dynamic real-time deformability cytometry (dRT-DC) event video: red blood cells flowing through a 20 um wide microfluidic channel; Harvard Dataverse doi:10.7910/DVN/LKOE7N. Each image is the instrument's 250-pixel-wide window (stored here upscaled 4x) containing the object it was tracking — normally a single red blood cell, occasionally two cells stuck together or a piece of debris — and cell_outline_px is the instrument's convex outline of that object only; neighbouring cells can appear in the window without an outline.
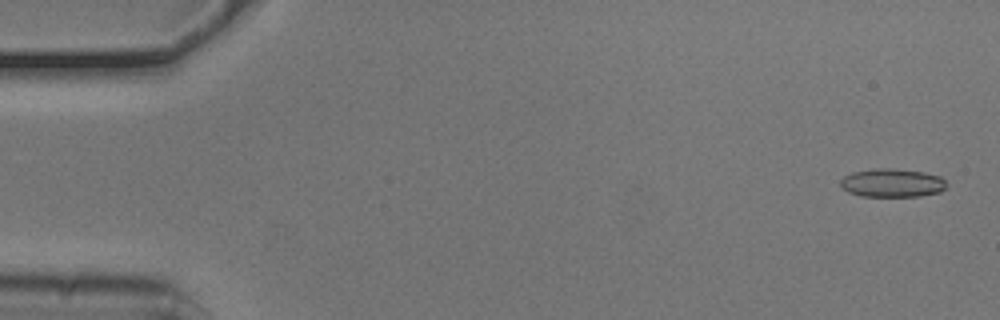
{"species": "common noctule bat (a hibernating species)", "species_latin": "Nyctalus noctula", "temperature_condition": "cold", "stored_images_in_passage": 20, "camera_frame_rate_fps": 3000, "um_per_image_px": 0.085, "animal": {"sex": "male", "body_mass_g": 20.5, "forearm_length_mm": 52.5}, "frame": {"image": 1, "passage_image": 2, "time_ms": 0.333, "image_size_px": [1000, 320], "cell_outline_px": [[944, 188], [940, 192], [920, 196], [860, 196], [848, 192], [840, 184], [840, 180], [844, 176], [852, 172], [876, 168], [888, 168], [924, 172], [940, 176], [944, 180]], "centroid_in_image_um": [75.8, 15.54], "position_along_channel_um": 9.2, "area_um2": 17.46}}
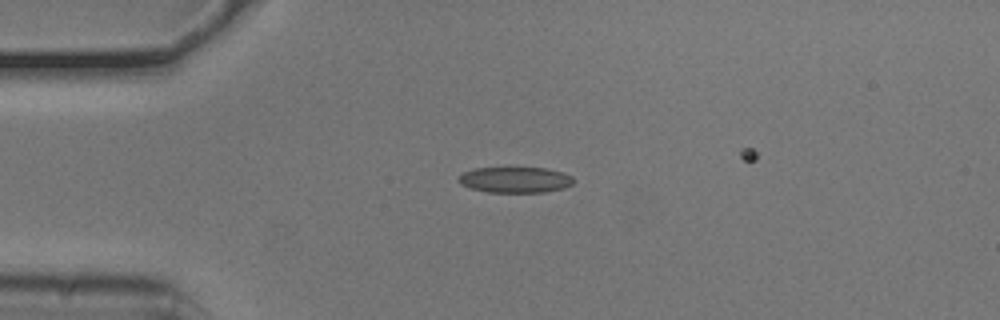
{"frame": {"image": 2, "passage_image": 13, "time_ms": 4.0, "image_size_px": [1000, 320], "cell_outline_px": [[576, 180], [572, 184], [564, 188], [544, 192], [488, 192], [472, 188], [460, 184], [456, 180], [464, 172], [472, 168], [544, 168], [564, 172], [572, 176]], "centroid_in_image_um": [43.81, 15.28], "position_along_channel_um": 41.2, "area_um2": 17.34}}
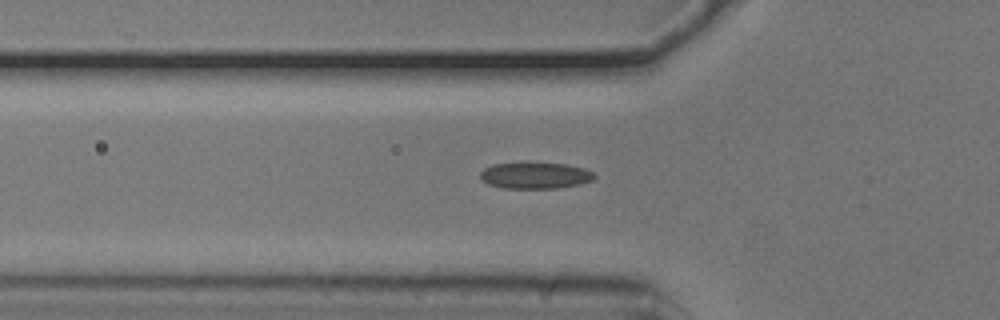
{"frame": {"image": 3, "passage_image": 18, "time_ms": 5.667, "image_size_px": [1000, 320], "cell_outline_px": [[596, 176], [592, 180], [580, 184], [556, 188], [504, 188], [488, 184], [480, 180], [480, 172], [484, 168], [492, 164], [564, 164], [584, 168], [592, 172]], "centroid_in_image_um": [45.46, 14.94], "position_along_channel_um": 80.3, "area_um2": 17.17}}